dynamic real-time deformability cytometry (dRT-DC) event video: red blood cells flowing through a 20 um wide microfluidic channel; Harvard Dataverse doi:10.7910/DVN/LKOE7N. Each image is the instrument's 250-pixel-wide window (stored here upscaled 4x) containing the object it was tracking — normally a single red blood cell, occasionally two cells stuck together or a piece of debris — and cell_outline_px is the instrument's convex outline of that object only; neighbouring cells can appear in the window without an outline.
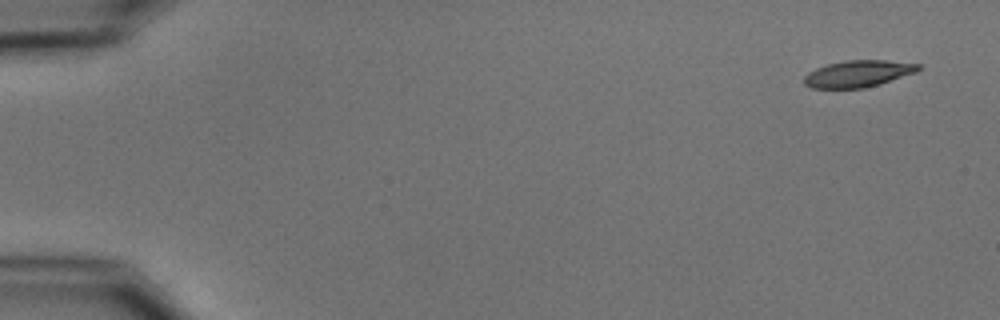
{"species": "common noctule bat (a hibernating species)", "species_latin": "Nyctalus noctula", "temperature_condition": "cold", "stored_images_in_passage": 5, "camera_frame_rate_fps": 3000, "um_per_image_px": 0.085, "animal": {"sex": "male", "body_mass_g": 15.6}, "frame": {"image": 1, "passage_image": 1, "time_ms": 0.0, "image_size_px": [1000, 320], "cell_outline_px": [[920, 68], [916, 72], [880, 84], [864, 88], [812, 88], [804, 84], [804, 76], [808, 72], [816, 68], [828, 64], [844, 60], [884, 60], [920, 64]], "centroid_in_image_um": [72.92, 6.26], "position_along_channel_um": 12.1, "area_um2": 17.74}}
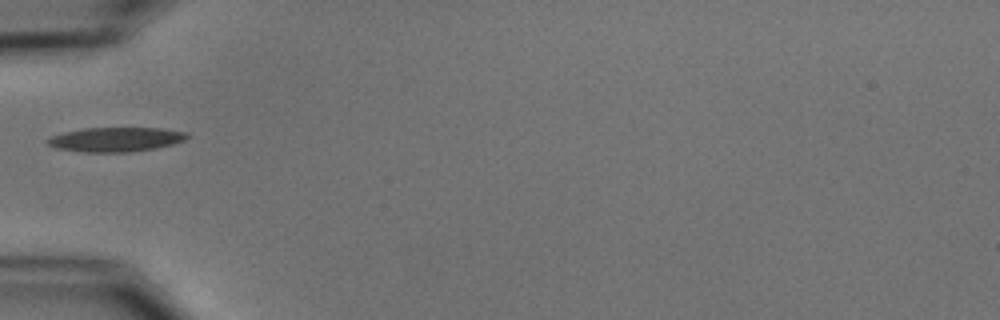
{"frame": {"image": 2, "passage_image": 5, "time_ms": 5.333, "image_size_px": [1000, 320], "cell_outline_px": [[192, 136], [184, 140], [172, 144], [156, 148], [132, 152], [84, 152], [56, 148], [48, 144], [44, 140], [52, 136], [64, 132], [84, 128], [160, 128], [184, 132]], "centroid_in_image_um": [9.83, 11.85], "position_along_channel_um": 75.2, "area_um2": 19.83}}